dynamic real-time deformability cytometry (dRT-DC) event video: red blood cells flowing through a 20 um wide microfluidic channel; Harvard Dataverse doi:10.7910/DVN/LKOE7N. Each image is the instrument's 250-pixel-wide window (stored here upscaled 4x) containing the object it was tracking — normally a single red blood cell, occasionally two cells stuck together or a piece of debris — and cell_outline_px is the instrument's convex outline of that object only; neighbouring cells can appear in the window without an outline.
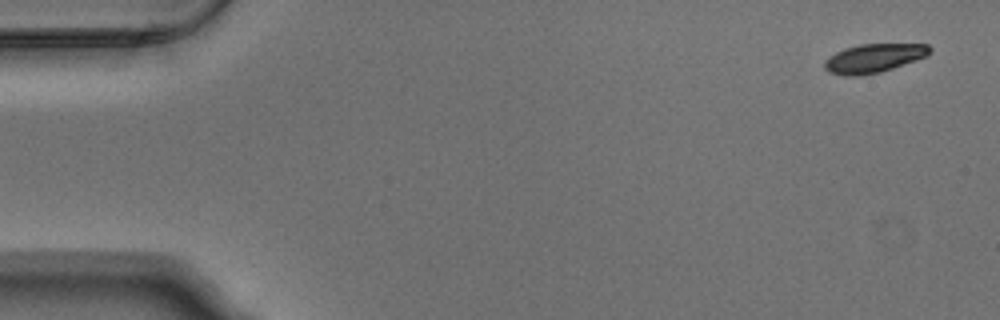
{"species": "Egyptian fruit bat (a non-hibernating species)", "species_latin": "Rousettus aegyptiacus", "temperature_condition": "warm", "stored_images_in_passage": 53, "camera_frame_rate_fps": 3000, "um_per_image_px": 0.085, "animal": {"sex": "male"}, "frame": {"image": 1, "passage_image": 1, "time_ms": 0.0, "image_size_px": [1000, 320], "cell_outline_px": [[932, 52], [928, 56], [880, 72], [852, 76], [844, 76], [828, 72], [824, 68], [824, 60], [828, 56], [844, 48], [860, 44], [928, 44], [932, 48]], "centroid_in_image_um": [74.26, 4.94], "position_along_channel_um": 10.7, "area_um2": 17.74}}
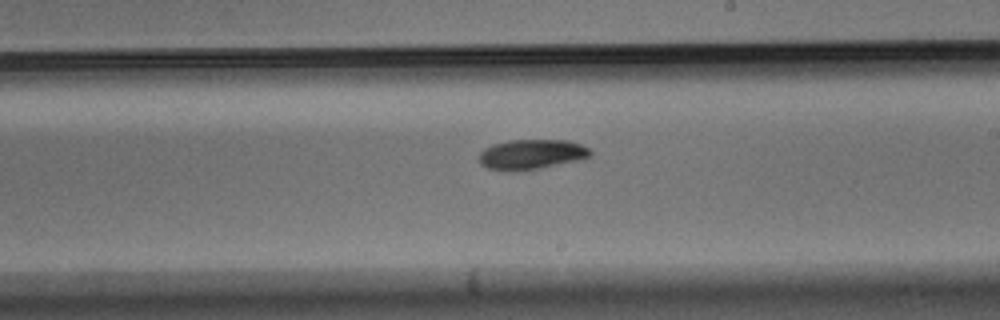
{"frame": {"image": 2, "passage_image": 30, "time_ms": 9.667, "image_size_px": [1000, 320], "cell_outline_px": [[592, 156], [576, 160], [540, 168], [488, 168], [480, 164], [480, 152], [484, 148], [492, 144], [508, 140], [568, 140], [580, 144], [588, 148], [592, 152]], "centroid_in_image_um": [45.21, 13.06], "position_along_channel_um": 243.8, "area_um2": 18.67}}
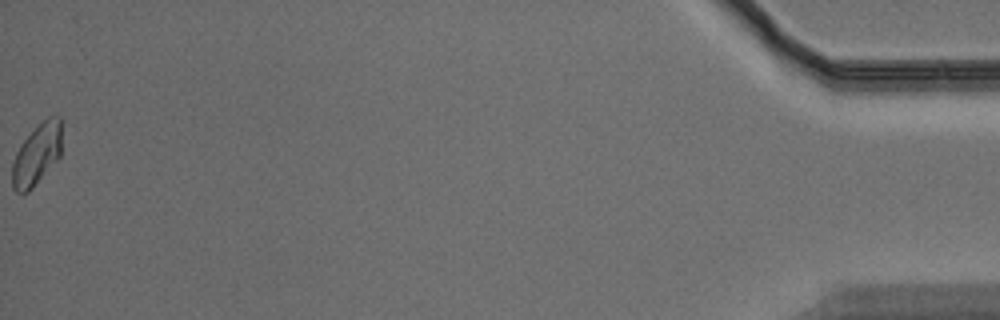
{"frame": {"image": 3, "passage_image": 53, "time_ms": 17.333, "image_size_px": [1000, 320], "cell_outline_px": [[60, 156], [32, 188], [28, 192], [16, 192], [12, 188], [12, 164], [16, 152], [20, 144], [48, 116], [60, 116]], "centroid_in_image_um": [3.1, 13.15], "position_along_channel_um": 432.1, "area_um2": 17.22}, "authors_computed_cell_mechanics": {"area_um2": 18.496, "velocity_mm_per_s": 3.7486, "shape_relaxation_time_tau1_ms": 2.6391, "shape_relaxation_time_tau2_ms": null, "deformation_change_tau1": 0.0903, "deformation_change_tau2": null}}